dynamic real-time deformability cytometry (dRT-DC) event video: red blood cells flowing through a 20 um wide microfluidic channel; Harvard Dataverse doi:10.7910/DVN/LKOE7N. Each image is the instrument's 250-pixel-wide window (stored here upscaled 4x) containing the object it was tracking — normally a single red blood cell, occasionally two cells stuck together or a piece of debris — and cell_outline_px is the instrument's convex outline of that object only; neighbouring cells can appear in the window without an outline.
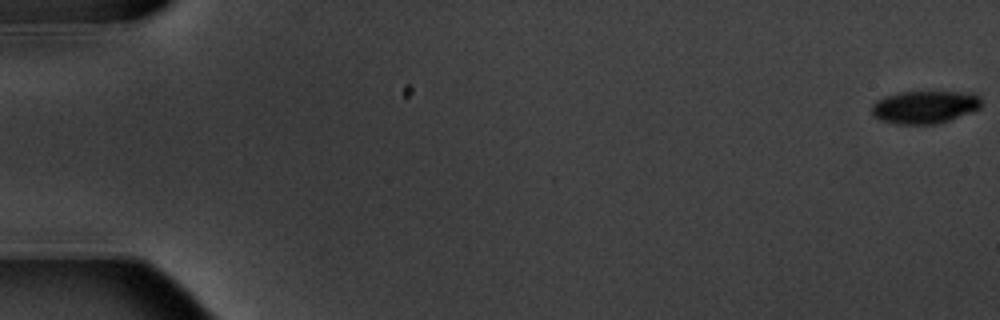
{"species": "common noctule bat (a hibernating species)", "species_latin": "Nyctalus noctula", "temperature_condition": "warm", "stored_images_in_passage": 14, "camera_frame_rate_fps": 3000, "um_per_image_px": 0.085, "animal": {"sex": "male", "body_mass_g": 20.1, "forearm_length_mm": 53.5}, "frame": {"image": 1, "passage_image": 1, "time_ms": 0.0, "image_size_px": [1000, 320], "cell_outline_px": [[980, 108], [972, 112], [936, 124], [896, 124], [880, 120], [872, 116], [872, 104], [876, 100], [884, 96], [900, 92], [972, 92], [980, 96]], "centroid_in_image_um": [78.58, 9.09], "position_along_channel_um": 6.4, "area_um2": 21.04}}
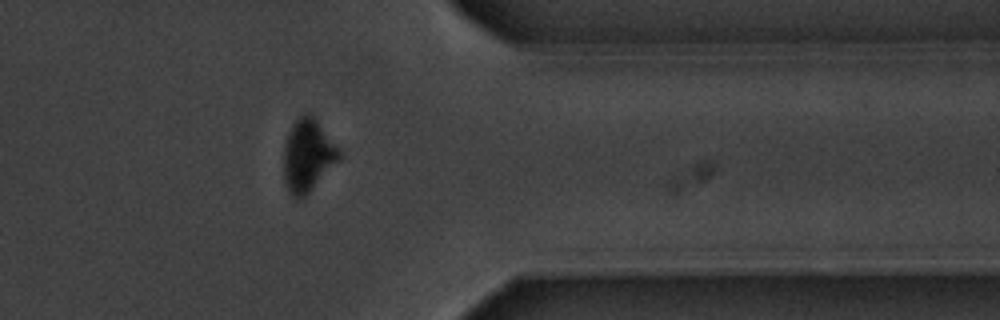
{"frame": {"image": 2, "passage_image": 14, "time_ms": 15.667, "image_size_px": [1000, 320], "cell_outline_px": [[340, 160], [300, 200], [296, 200], [288, 192], [284, 184], [284, 144], [288, 132], [292, 124], [304, 112], [312, 112], [340, 148]], "centroid_in_image_um": [26.16, 13.18], "position_along_channel_um": 385.2, "area_um2": 23.87}, "authors_computed_cell_mechanics": {"area_um2": 24.3627, "velocity_mm_per_s": 3.5524, "shape_relaxation_time_tau1_ms": 1.8046, "shape_relaxation_time_tau2_ms": null, "deformation_change_tau1": 0.1486, "deformation_change_tau2": null}}